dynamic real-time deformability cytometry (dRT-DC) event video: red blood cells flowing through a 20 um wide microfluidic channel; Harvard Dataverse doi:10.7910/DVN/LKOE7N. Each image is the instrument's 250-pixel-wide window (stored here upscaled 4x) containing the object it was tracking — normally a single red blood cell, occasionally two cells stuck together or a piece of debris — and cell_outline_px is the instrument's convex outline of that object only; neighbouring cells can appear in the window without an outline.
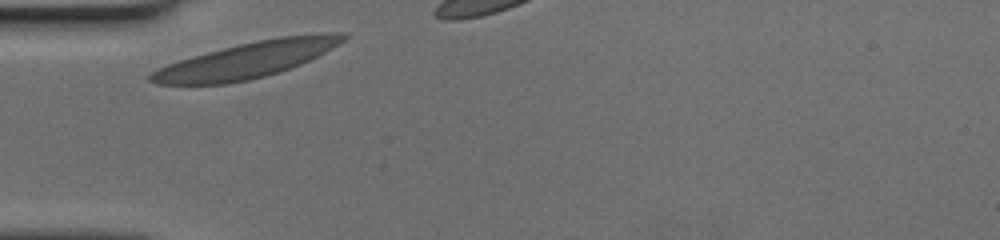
{"species": "human", "species_latin": "Homo sapiens", "temperature_condition": "cold", "stored_images_in_passage": 8, "camera_frame_rate_fps": 3000, "um_per_image_px": 0.085, "donor": {"sex": "female"}, "frame": {"image": 1, "passage_image": 1, "time_ms": 0.0, "image_size_px": [1000, 240], "cell_outline_px": [[348, 36], [344, 40], [332, 48], [300, 64], [264, 76], [248, 80], [224, 84], [156, 84], [148, 80], [148, 76], [152, 72], [168, 64], [192, 56], [256, 40], [280, 36], [324, 32], [348, 32]], "centroid_in_image_um": [21.01, 5.08], "position_along_channel_um": 64.0, "area_um2": 39.77}}
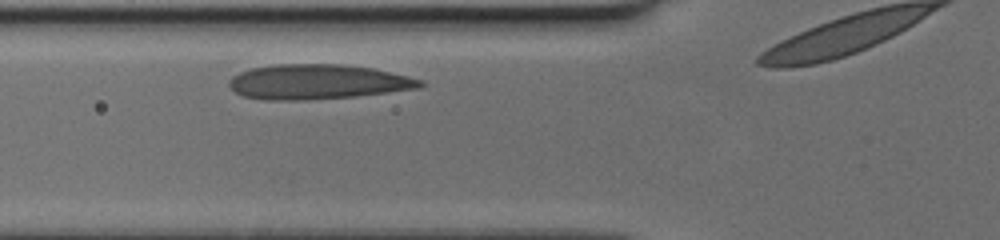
{"frame": {"image": 2, "passage_image": 4, "time_ms": 1.0, "image_size_px": [1000, 240], "cell_outline_px": [[424, 84], [420, 88], [356, 96], [304, 100], [268, 100], [244, 96], [236, 92], [228, 84], [228, 80], [232, 76], [240, 72], [252, 68], [276, 64], [340, 64], [372, 68], [408, 76], [424, 80]], "centroid_in_image_um": [27.0, 6.95], "position_along_channel_um": 98.8, "area_um2": 38.73}}
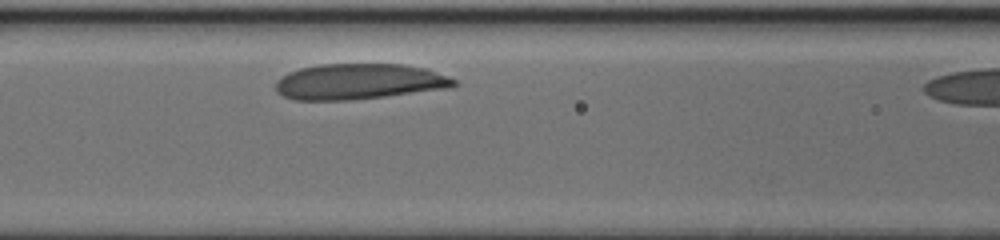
{"frame": {"image": 3, "passage_image": 7, "time_ms": 2.0, "image_size_px": [1000, 240], "cell_outline_px": [[456, 84], [448, 88], [384, 96], [348, 100], [292, 100], [276, 92], [276, 80], [288, 72], [300, 68], [320, 64], [404, 64], [424, 68], [448, 76], [456, 80]], "centroid_in_image_um": [30.47, 6.93], "position_along_channel_um": 136.1, "area_um2": 36.99}}